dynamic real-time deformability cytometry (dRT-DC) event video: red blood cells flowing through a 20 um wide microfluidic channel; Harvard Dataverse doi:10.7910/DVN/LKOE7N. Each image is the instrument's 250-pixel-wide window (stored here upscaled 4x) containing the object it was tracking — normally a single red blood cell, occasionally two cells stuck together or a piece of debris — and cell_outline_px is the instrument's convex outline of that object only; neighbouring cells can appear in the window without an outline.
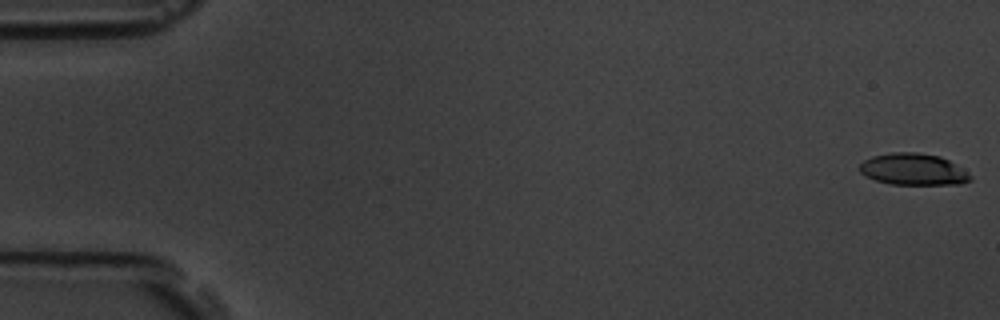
{"species": "common noctule bat (a hibernating species)", "species_latin": "Nyctalus noctula", "temperature_condition": "room temperature", "stored_images_in_passage": 5, "camera_frame_rate_fps": 3000, "um_per_image_px": 0.085, "animal": {"sex": "male", "body_mass_g": 19.5, "forearm_length_mm": 54.6}, "frame": {"image": 1, "passage_image": 1, "time_ms": 0.0, "image_size_px": [1000, 320], "cell_outline_px": [[972, 180], [960, 184], [892, 184], [876, 180], [864, 176], [860, 172], [860, 164], [864, 160], [872, 156], [892, 152], [916, 152], [940, 156], [956, 164], [968, 172], [972, 176]], "centroid_in_image_um": [77.64, 14.39], "position_along_channel_um": 7.4, "area_um2": 20.46}}
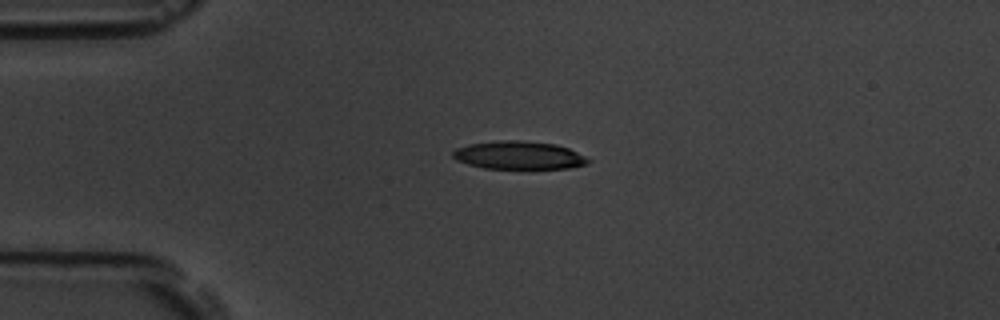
{"frame": {"image": 2, "passage_image": 4, "time_ms": 4.333, "image_size_px": [1000, 320], "cell_outline_px": [[592, 160], [588, 164], [568, 168], [484, 168], [468, 164], [456, 160], [452, 156], [452, 152], [456, 148], [468, 144], [500, 140], [524, 140], [556, 144], [568, 148]], "centroid_in_image_um": [44.09, 13.19], "position_along_channel_um": 40.9, "area_um2": 22.14}}